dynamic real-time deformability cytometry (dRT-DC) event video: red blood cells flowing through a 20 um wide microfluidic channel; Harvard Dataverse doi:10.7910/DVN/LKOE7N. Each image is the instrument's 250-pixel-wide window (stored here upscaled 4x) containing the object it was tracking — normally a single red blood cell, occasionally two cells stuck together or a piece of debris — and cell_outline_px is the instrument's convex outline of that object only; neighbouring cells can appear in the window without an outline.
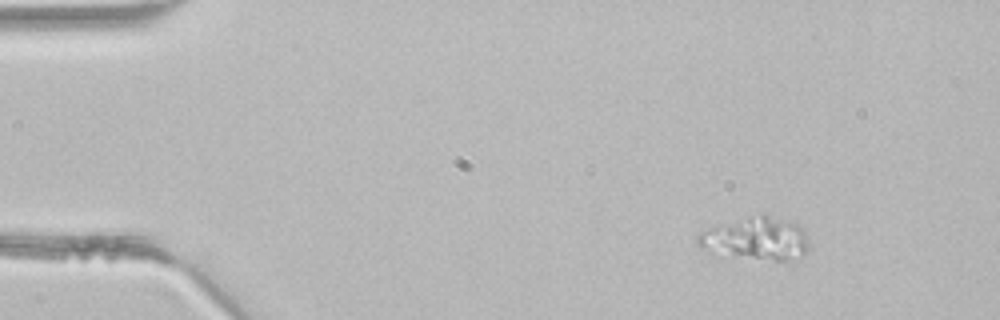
{"species": "common noctule bat (a hibernating species)", "species_latin": "Nyctalus noctula", "temperature_condition": "room temperature", "stored_images_in_passage": 2, "camera_frame_rate_fps": 3000, "um_per_image_px": 0.085, "animal": {"sex": "male", "body_mass_g": 21.5, "forearm_length_mm": 52.0}, "frame": {"image": 1, "passage_image": 1, "time_ms": 0.0, "image_size_px": [1000, 320], "cell_outline_px": [[808, 248], [800, 256], [784, 260], [772, 260], [712, 256], [700, 248], [696, 244], [696, 236], [700, 232], [716, 224], [764, 212], [796, 224], [804, 232], [808, 240]], "centroid_in_image_um": [64.12, 20.28], "position_along_channel_um": 20.9, "area_um2": 28.61}}
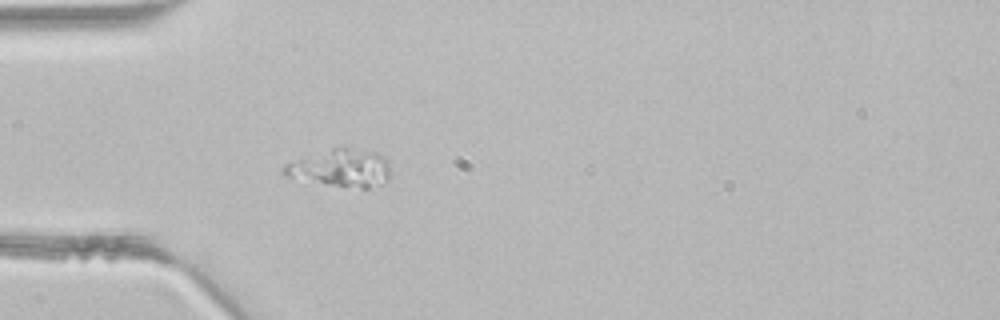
{"frame": {"image": 2, "passage_image": 2, "time_ms": 0.333, "image_size_px": [1000, 320], "cell_outline_px": [[388, 180], [380, 184], [368, 188], [360, 188], [328, 184], [288, 176], [280, 168], [284, 164], [332, 148], [344, 148], [376, 152], [384, 156], [388, 160]], "centroid_in_image_um": [29.0, 14.28], "position_along_channel_um": 56.0, "area_um2": 22.6}}